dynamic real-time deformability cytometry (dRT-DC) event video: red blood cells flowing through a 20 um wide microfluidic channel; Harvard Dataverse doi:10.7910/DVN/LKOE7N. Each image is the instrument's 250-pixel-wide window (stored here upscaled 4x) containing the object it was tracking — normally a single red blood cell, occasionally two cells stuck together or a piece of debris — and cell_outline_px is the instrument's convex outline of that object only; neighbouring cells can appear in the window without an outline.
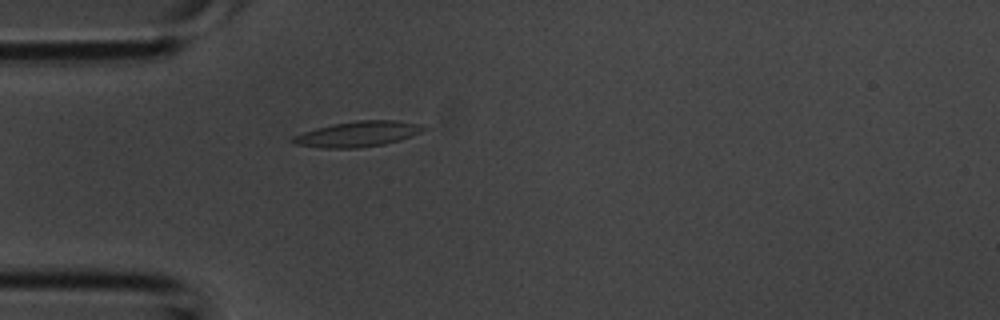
{"species": "common noctule bat (a hibernating species)", "species_latin": "Nyctalus noctula", "temperature_condition": "room temperature", "stored_images_in_passage": 2, "camera_frame_rate_fps": 3000, "um_per_image_px": 0.085, "animal": {"sex": "male", "body_mass_g": 20.1, "forearm_length_mm": 53.5}, "frame": {"image": 1, "passage_image": 2, "time_ms": 0.333, "image_size_px": [1000, 320], "cell_outline_px": [[428, 128], [412, 136], [400, 140], [384, 144], [356, 148], [324, 148], [296, 144], [288, 140], [292, 136], [316, 128], [332, 124], [356, 120], [396, 120], [420, 124]], "centroid_in_image_um": [30.41, 11.38], "position_along_channel_um": 54.6, "area_um2": 19.42}}